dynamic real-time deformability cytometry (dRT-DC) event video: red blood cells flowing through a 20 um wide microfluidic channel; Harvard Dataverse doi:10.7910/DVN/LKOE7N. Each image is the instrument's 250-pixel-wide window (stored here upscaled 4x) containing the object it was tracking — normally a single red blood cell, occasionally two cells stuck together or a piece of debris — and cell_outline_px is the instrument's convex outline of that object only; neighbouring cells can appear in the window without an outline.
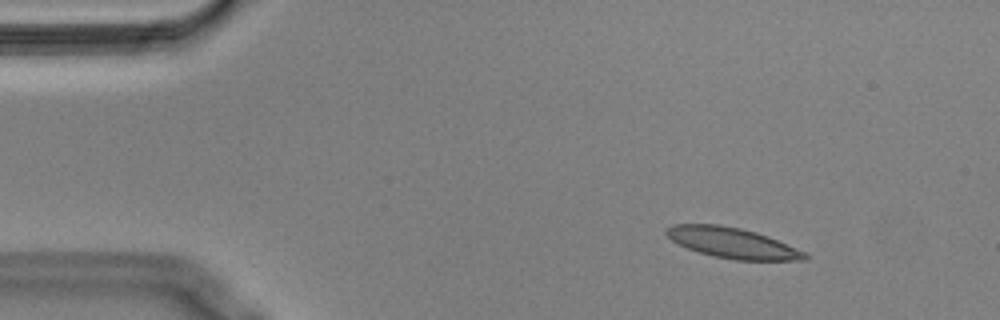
{"species": "Egyptian fruit bat (a non-hibernating species)", "species_latin": "Rousettus aegyptiacus", "temperature_condition": "cold", "stored_images_in_passage": 55, "camera_frame_rate_fps": 3000, "um_per_image_px": 0.085, "animal": {"sex": "male"}, "frame": {"image": 1, "passage_image": 7, "time_ms": 2.0, "image_size_px": [1000, 320], "cell_outline_px": [[808, 260], [736, 260], [712, 256], [688, 248], [672, 240], [664, 232], [672, 224], [720, 224], [740, 228], [756, 232], [768, 236], [804, 252], [808, 256]], "centroid_in_image_um": [62.24, 20.64], "position_along_channel_um": 22.8, "area_um2": 24.33}}
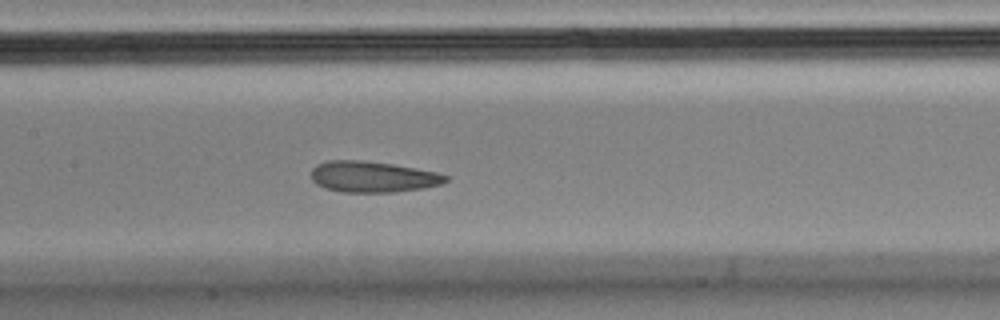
{"frame": {"image": 2, "passage_image": 26, "time_ms": 8.333, "image_size_px": [1000, 320], "cell_outline_px": [[448, 180], [440, 184], [424, 188], [392, 192], [344, 192], [324, 188], [316, 184], [312, 180], [312, 168], [316, 164], [328, 160], [360, 160], [392, 164], [436, 172], [448, 176]], "centroid_in_image_um": [31.65, 15.02], "position_along_channel_um": 175.7, "area_um2": 24.22}}
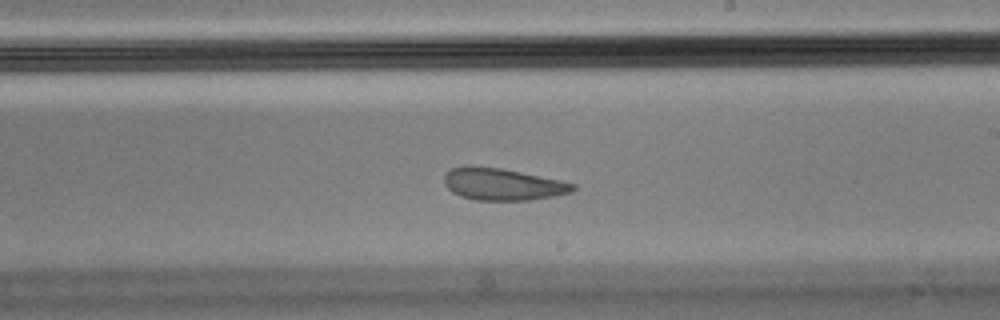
{"frame": {"image": 3, "passage_image": 32, "time_ms": 10.333, "image_size_px": [1000, 320], "cell_outline_px": [[576, 188], [572, 192], [552, 196], [528, 200], [476, 200], [460, 196], [452, 192], [444, 184], [444, 176], [452, 168], [500, 168], [560, 180], [576, 184]], "centroid_in_image_um": [42.76, 15.69], "position_along_channel_um": 246.2, "area_um2": 23.29}, "authors_computed_cell_mechanics": {"area_um2": 24.9696, "velocity_mm_per_s": 3.5464, "shape_relaxation_time_tau1_ms": null, "shape_relaxation_time_tau2_ms": 2.247, "deformation_change_tau1": null, "deformation_change_tau2": 0.0799}}